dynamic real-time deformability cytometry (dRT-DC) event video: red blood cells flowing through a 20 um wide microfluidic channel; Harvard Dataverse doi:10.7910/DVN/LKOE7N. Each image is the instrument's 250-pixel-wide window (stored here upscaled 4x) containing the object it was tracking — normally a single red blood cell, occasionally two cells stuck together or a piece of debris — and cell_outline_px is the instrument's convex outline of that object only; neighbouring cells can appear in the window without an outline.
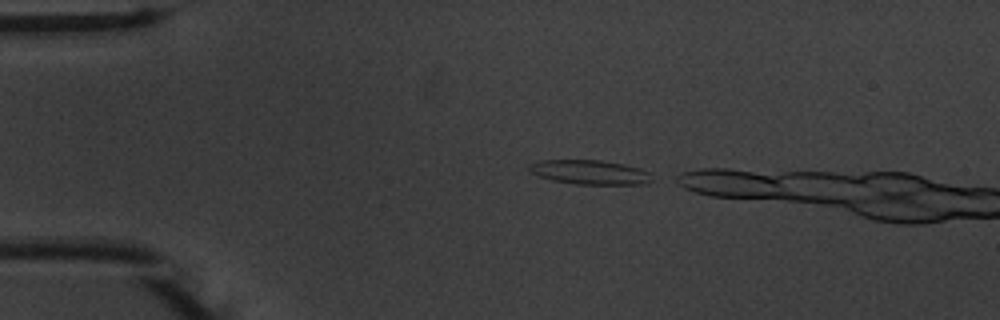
{"species": "common noctule bat (a hibernating species)", "species_latin": "Nyctalus noctula", "temperature_condition": "warm", "stored_images_in_passage": 5, "camera_frame_rate_fps": 3000, "um_per_image_px": 0.085, "animal": {"sex": "male", "body_mass_g": 20.1, "forearm_length_mm": 53.5}, "frame": {"image": 1, "passage_image": 1, "time_ms": 0.0, "image_size_px": [1000, 320], "cell_outline_px": [[652, 180], [648, 184], [576, 184], [552, 180], [540, 176], [532, 172], [528, 168], [528, 164], [540, 160], [600, 160], [624, 164], [640, 168], [648, 172]], "centroid_in_image_um": [50.14, 14.63], "position_along_channel_um": 34.9, "area_um2": 17.34}}